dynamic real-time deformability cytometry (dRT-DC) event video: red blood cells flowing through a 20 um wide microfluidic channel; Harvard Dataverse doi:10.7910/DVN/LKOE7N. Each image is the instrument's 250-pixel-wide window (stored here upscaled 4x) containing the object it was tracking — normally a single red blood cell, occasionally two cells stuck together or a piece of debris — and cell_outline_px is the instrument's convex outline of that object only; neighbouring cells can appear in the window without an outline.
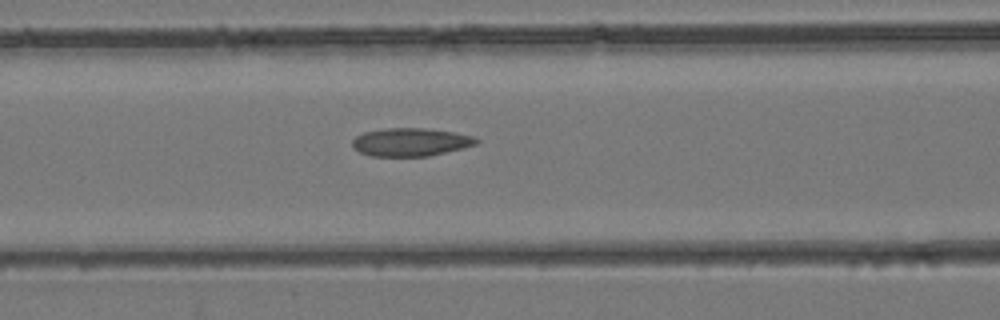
{"species": "common noctule bat (a hibernating species)", "species_latin": "Nyctalus noctula", "temperature_condition": "room temperature", "stored_images_in_passage": 35, "camera_frame_rate_fps": 3000, "um_per_image_px": 0.085, "animal": {"sex": "female", "body_mass_g": 24.6, "forearm_length_mm": 56.2}, "frame": {"image": 1, "passage_image": 9, "time_ms": 2.667, "image_size_px": [1000, 320], "cell_outline_px": [[480, 140], [476, 144], [464, 148], [428, 156], [372, 156], [360, 152], [352, 148], [352, 140], [356, 136], [364, 132], [384, 128], [424, 128], [452, 132], [472, 136]], "centroid_in_image_um": [34.88, 12.08], "position_along_channel_um": 131.7, "area_um2": 20.29}}
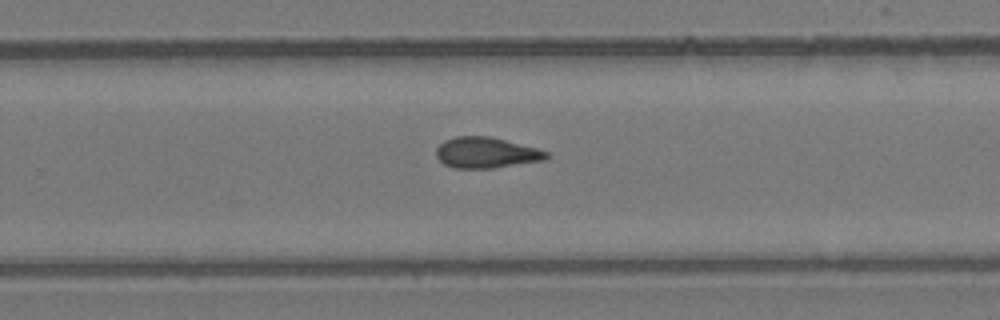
{"frame": {"image": 2, "passage_image": 19, "time_ms": 6.0, "image_size_px": [1000, 320], "cell_outline_px": [[552, 156], [548, 160], [492, 168], [452, 168], [444, 164], [436, 156], [436, 148], [444, 140], [456, 136], [492, 136], [536, 148], [548, 152]], "centroid_in_image_um": [41.36, 12.98], "position_along_channel_um": 288.4, "area_um2": 20.06}}
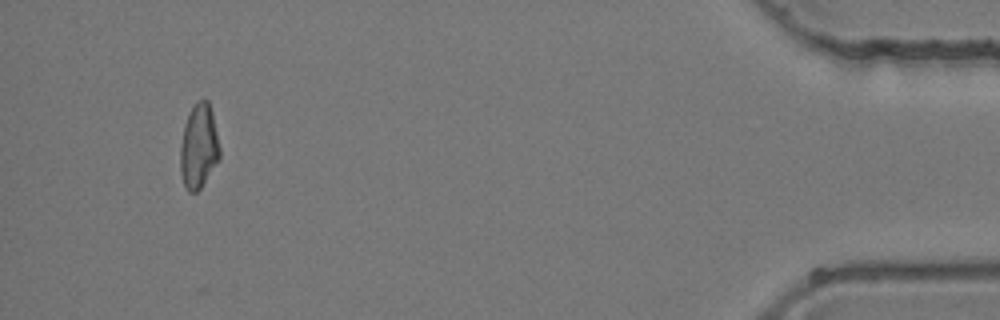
{"frame": {"image": 3, "passage_image": 32, "time_ms": 10.333, "image_size_px": [1000, 320], "cell_outline_px": [[220, 160], [200, 188], [196, 192], [188, 192], [184, 184], [180, 168], [180, 148], [184, 124], [196, 100], [208, 100], [212, 112], [220, 148]], "centroid_in_image_um": [16.9, 12.45], "position_along_channel_um": 418.3, "area_um2": 19.36}}